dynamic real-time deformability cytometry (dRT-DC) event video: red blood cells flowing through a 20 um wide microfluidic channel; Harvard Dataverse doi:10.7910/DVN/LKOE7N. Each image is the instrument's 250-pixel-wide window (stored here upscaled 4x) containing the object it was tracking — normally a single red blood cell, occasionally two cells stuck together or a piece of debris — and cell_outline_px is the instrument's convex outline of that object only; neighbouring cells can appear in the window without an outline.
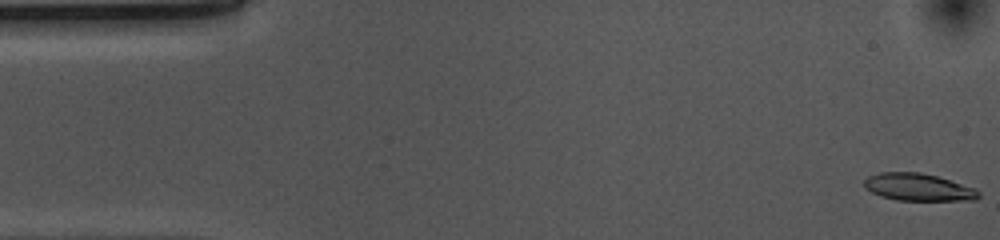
{"species": "common noctule bat (a hibernating species)", "species_latin": "Nyctalus noctula", "temperature_condition": "cold", "stored_images_in_passage": 53, "camera_frame_rate_fps": 3000, "um_per_image_px": 0.085, "animal": {"sex": "female", "body_mass_g": 10.0, "forearm_length_mm": 53.1}, "frame": {"image": 1, "passage_image": 1, "time_ms": 0.0, "image_size_px": [1000, 240], "cell_outline_px": [[980, 196], [976, 200], [896, 200], [880, 196], [864, 188], [864, 180], [868, 176], [880, 172], [920, 172], [936, 176], [976, 188], [980, 192]], "centroid_in_image_um": [78.04, 15.91], "position_along_channel_um": 7.0, "area_um2": 18.26}}
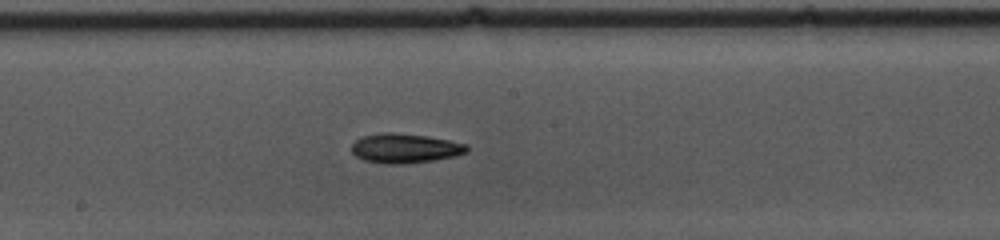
{"frame": {"image": 2, "passage_image": 27, "time_ms": 8.667, "image_size_px": [1000, 240], "cell_outline_px": [[468, 152], [456, 156], [432, 160], [404, 164], [384, 164], [364, 160], [356, 156], [352, 152], [352, 144], [360, 136], [380, 132], [392, 132], [428, 136], [468, 144]], "centroid_in_image_um": [34.41, 12.6], "position_along_channel_um": 213.8, "area_um2": 20.0}}
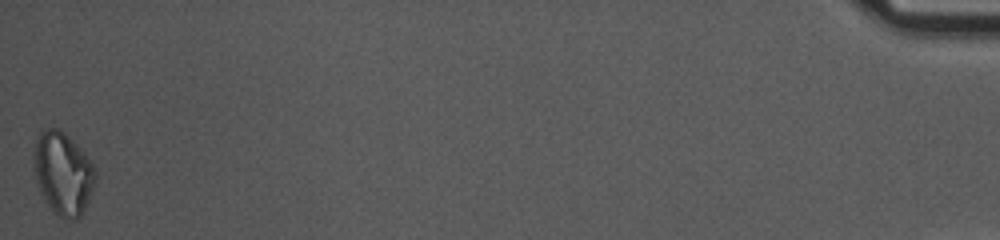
{"frame": {"image": 3, "passage_image": 53, "time_ms": 17.333, "image_size_px": [1000, 240], "cell_outline_px": [[96, 180], [92, 192], [80, 216], [76, 220], [68, 220], [52, 212], [40, 192], [36, 180], [32, 164], [36, 140], [40, 128], [56, 128], [64, 132], [84, 152], [92, 164], [96, 172]], "centroid_in_image_um": [5.33, 14.73], "position_along_channel_um": 429.9, "area_um2": 29.82}, "authors_computed_cell_mechanics": {"area_um2": 19.3052, "velocity_mm_per_s": 3.6918, "shape_relaxation_time_tau1_ms": 4.9815, "shape_relaxation_time_tau2_ms": null, "deformation_change_tau1": 0.1367, "deformation_change_tau2": null}}